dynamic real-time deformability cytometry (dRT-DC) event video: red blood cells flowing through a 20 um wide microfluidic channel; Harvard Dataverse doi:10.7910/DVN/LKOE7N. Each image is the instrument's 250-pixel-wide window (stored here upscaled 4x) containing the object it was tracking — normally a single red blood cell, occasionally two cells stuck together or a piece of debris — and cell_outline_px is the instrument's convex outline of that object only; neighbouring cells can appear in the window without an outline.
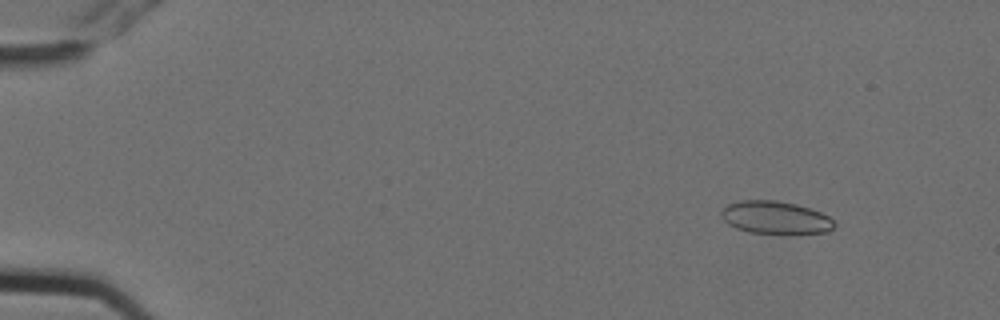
{"species": "Egyptian fruit bat (a non-hibernating species)", "species_latin": "Rousettus aegyptiacus", "temperature_condition": "cold", "stored_images_in_passage": 6, "camera_frame_rate_fps": 3000, "um_per_image_px": 0.085, "animal": {"sex": "female"}, "frame": {"image": 1, "passage_image": 2, "time_ms": 0.333, "image_size_px": [1000, 320], "cell_outline_px": [[836, 224], [828, 232], [788, 236], [780, 236], [748, 232], [736, 228], [728, 224], [724, 220], [720, 212], [728, 204], [740, 200], [776, 200], [796, 204], [820, 212], [828, 216]], "centroid_in_image_um": [65.93, 18.54], "position_along_channel_um": 19.1, "area_um2": 22.31}}
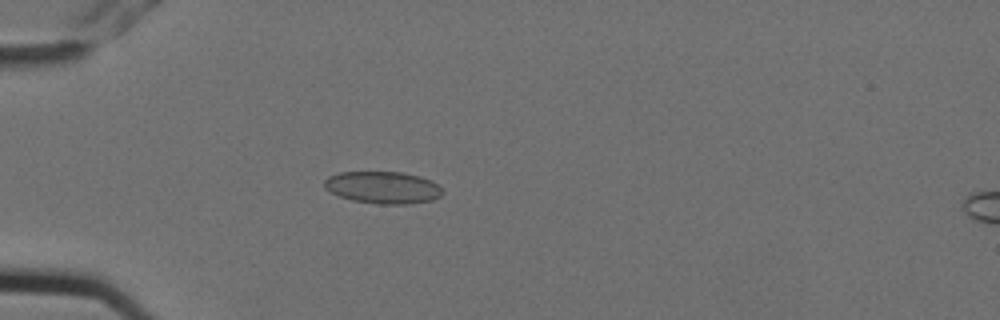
{"frame": {"image": 2, "passage_image": 5, "time_ms": 1.333, "image_size_px": [1000, 320], "cell_outline_px": [[444, 192], [440, 196], [432, 200], [404, 204], [380, 204], [352, 200], [340, 196], [324, 188], [324, 180], [328, 176], [340, 172], [400, 172], [420, 176], [432, 180]], "centroid_in_image_um": [32.54, 15.93], "position_along_channel_um": 52.5, "area_um2": 22.02}}